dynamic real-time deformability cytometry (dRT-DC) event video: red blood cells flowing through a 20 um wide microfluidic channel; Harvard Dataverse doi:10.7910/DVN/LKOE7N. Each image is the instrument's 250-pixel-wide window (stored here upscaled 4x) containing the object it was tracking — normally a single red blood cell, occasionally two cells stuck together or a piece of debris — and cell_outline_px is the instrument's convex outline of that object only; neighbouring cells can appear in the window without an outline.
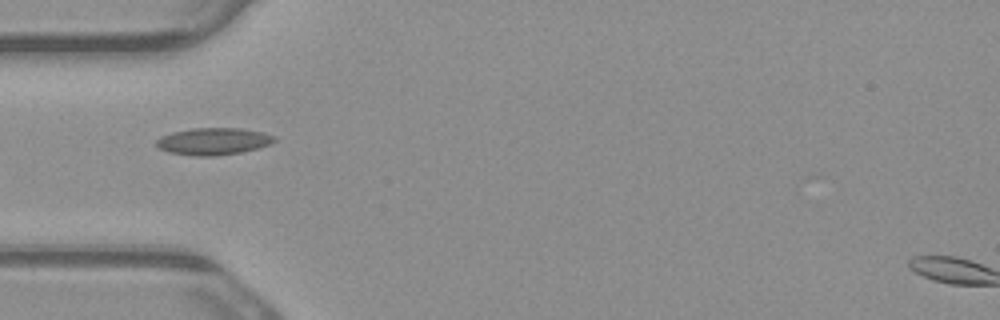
{"species": "common noctule bat (a hibernating species)", "species_latin": "Nyctalus noctula", "temperature_condition": "warm", "stored_images_in_passage": 7, "camera_frame_rate_fps": 3000, "um_per_image_px": 0.085, "animal": {"sex": "male", "body_mass_g": 23.1, "forearm_length_mm": 52.7}, "frame": {"image": 1, "passage_image": 5, "time_ms": 1.333, "image_size_px": [1000, 320], "cell_outline_px": [[276, 140], [272, 144], [260, 148], [240, 152], [216, 156], [196, 156], [168, 152], [160, 148], [156, 144], [156, 140], [160, 136], [172, 132], [192, 128], [240, 128], [264, 132], [276, 136]], "centroid_in_image_um": [18.17, 12.01], "position_along_channel_um": 66.8, "area_um2": 18.79}}
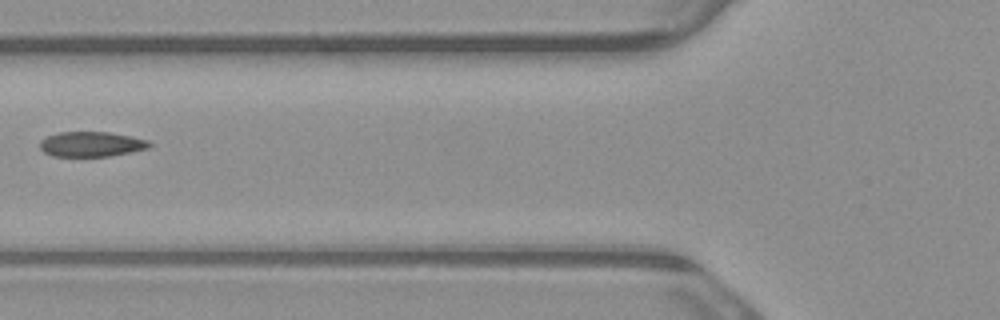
{"frame": {"image": 2, "passage_image": 6, "time_ms": 1.667, "image_size_px": [1000, 320], "cell_outline_px": [[152, 144], [148, 148], [108, 156], [52, 156], [44, 152], [40, 148], [40, 140], [48, 136], [60, 132], [108, 132], [132, 136], [148, 140]], "centroid_in_image_um": [7.75, 12.25], "position_along_channel_um": 118.0, "area_um2": 15.84}}
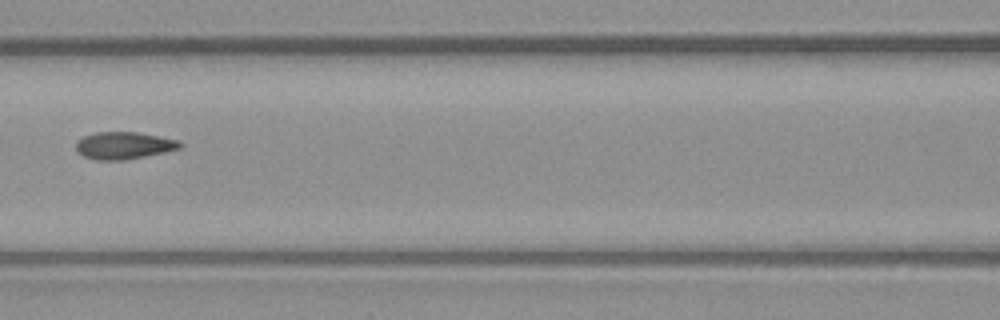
{"frame": {"image": 3, "passage_image": 7, "time_ms": 2.0, "image_size_px": [1000, 320], "cell_outline_px": [[184, 144], [180, 148], [164, 152], [124, 160], [96, 160], [84, 156], [76, 152], [76, 140], [84, 136], [96, 132], [136, 132], [180, 140]], "centroid_in_image_um": [10.51, 12.36], "position_along_channel_um": 156.1, "area_um2": 16.53}}